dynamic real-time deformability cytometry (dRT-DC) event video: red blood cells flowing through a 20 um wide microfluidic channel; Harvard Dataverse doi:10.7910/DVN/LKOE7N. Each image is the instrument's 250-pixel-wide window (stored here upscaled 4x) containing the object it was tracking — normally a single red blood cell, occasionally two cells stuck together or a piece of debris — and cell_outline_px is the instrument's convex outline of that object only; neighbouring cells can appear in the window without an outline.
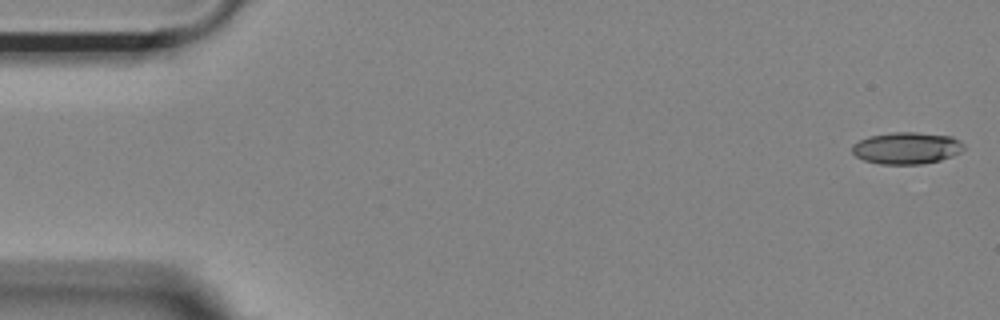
{"species": "Egyptian fruit bat (a non-hibernating species)", "species_latin": "Rousettus aegyptiacus", "temperature_condition": "room temperature", "stored_images_in_passage": 52, "camera_frame_rate_fps": 3000, "um_per_image_px": 0.085, "animal": {"sex": "female"}, "frame": {"image": 1, "passage_image": 1, "time_ms": 0.0, "image_size_px": [1000, 320], "cell_outline_px": [[964, 148], [960, 152], [952, 156], [940, 160], [920, 164], [880, 164], [864, 160], [856, 156], [852, 152], [852, 144], [868, 136], [892, 132], [916, 132], [952, 136], [960, 140], [964, 144]], "centroid_in_image_um": [77.06, 12.58], "position_along_channel_um": 7.9, "area_um2": 20.81}}
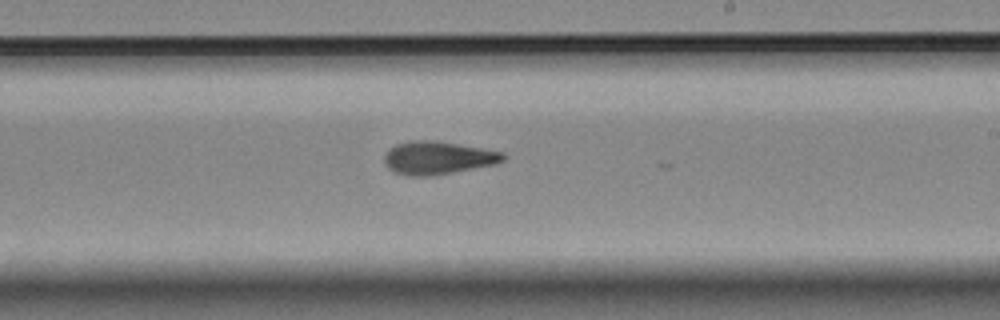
{"frame": {"image": 2, "passage_image": 31, "time_ms": 10.0, "image_size_px": [1000, 320], "cell_outline_px": [[504, 160], [496, 164], [432, 176], [408, 176], [396, 172], [388, 168], [384, 164], [384, 156], [388, 148], [396, 144], [412, 140], [436, 140], [504, 152]], "centroid_in_image_um": [37.19, 13.41], "position_along_channel_um": 251.8, "area_um2": 22.95}}
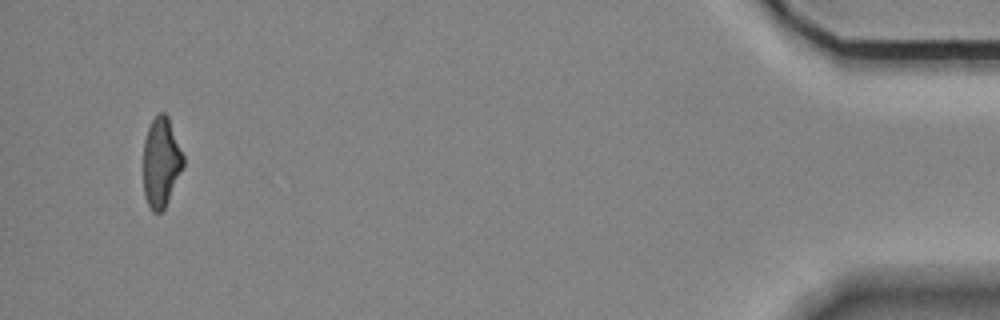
{"frame": {"image": 3, "passage_image": 51, "time_ms": 16.667, "image_size_px": [1000, 320], "cell_outline_px": [[184, 164], [168, 200], [164, 208], [160, 212], [152, 212], [144, 196], [144, 140], [148, 128], [156, 112], [164, 112], [168, 116], [184, 156]], "centroid_in_image_um": [13.69, 13.76], "position_along_channel_um": 421.5, "area_um2": 20.75}}